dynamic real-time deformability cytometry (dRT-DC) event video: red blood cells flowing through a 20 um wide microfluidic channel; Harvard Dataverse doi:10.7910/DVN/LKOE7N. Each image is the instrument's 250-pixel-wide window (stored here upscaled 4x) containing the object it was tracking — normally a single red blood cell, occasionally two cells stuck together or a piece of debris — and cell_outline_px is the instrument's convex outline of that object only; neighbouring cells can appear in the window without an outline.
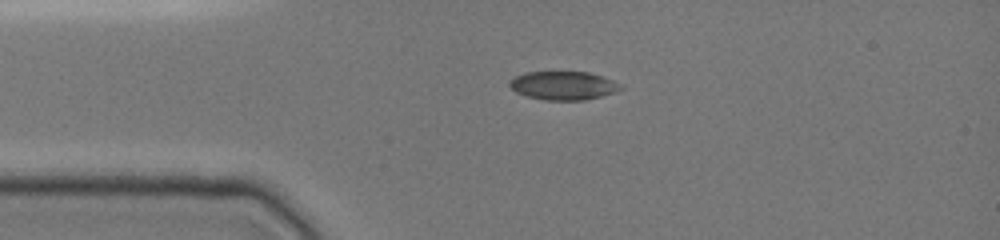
{"species": "common noctule bat (a hibernating species)", "species_latin": "Nyctalus noctula", "temperature_condition": "cold", "stored_images_in_passage": 6, "camera_frame_rate_fps": 3000, "um_per_image_px": 0.085, "animal": {"sex": "female", "body_mass_g": 19.0, "forearm_length_mm": 51.5}, "frame": {"image": 1, "passage_image": 1, "time_ms": 0.0, "image_size_px": [1000, 240], "cell_outline_px": [[620, 88], [612, 92], [600, 96], [584, 100], [544, 100], [528, 96], [516, 92], [508, 84], [516, 76], [524, 72], [588, 72], [600, 76], [608, 80]], "centroid_in_image_um": [47.77, 7.27], "position_along_channel_um": 37.2, "area_um2": 17.74}}
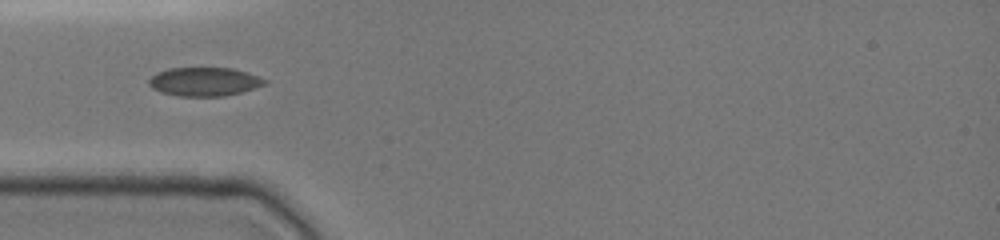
{"frame": {"image": 2, "passage_image": 5, "time_ms": 1.333, "image_size_px": [1000, 240], "cell_outline_px": [[268, 80], [264, 84], [240, 92], [224, 96], [180, 96], [160, 92], [152, 88], [148, 84], [148, 80], [156, 72], [168, 68], [232, 68]], "centroid_in_image_um": [17.29, 6.94], "position_along_channel_um": 67.7, "area_um2": 19.13}}